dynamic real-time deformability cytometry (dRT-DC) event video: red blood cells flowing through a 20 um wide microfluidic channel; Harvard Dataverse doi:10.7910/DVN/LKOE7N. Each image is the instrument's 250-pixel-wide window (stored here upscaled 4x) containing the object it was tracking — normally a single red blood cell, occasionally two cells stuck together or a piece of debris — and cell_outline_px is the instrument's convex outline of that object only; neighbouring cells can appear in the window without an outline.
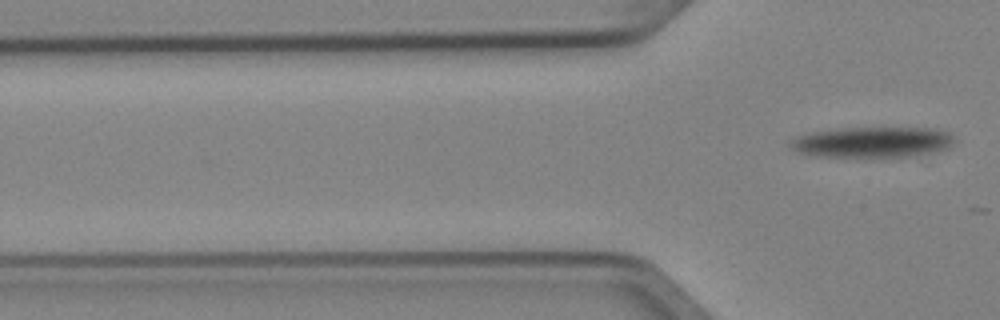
{"species": "Egyptian fruit bat (a non-hibernating species)", "species_latin": "Rousettus aegyptiacus", "temperature_condition": "cold", "stored_images_in_passage": 7, "camera_frame_rate_fps": 3000, "um_per_image_px": 0.085, "animal": {"sex": "female"}, "frame": {"image": 1, "passage_image": 7, "time_ms": 2.0, "image_size_px": [1000, 320], "cell_outline_px": [[956, 144], [948, 148], [936, 152], [908, 156], [872, 160], [816, 156], [800, 152], [792, 148], [788, 144], [788, 140], [796, 136], [812, 132], [840, 128], [932, 128], [948, 132], [956, 140]], "centroid_in_image_um": [74.15, 12.13], "position_along_channel_um": 51.6, "area_um2": 30.58}}